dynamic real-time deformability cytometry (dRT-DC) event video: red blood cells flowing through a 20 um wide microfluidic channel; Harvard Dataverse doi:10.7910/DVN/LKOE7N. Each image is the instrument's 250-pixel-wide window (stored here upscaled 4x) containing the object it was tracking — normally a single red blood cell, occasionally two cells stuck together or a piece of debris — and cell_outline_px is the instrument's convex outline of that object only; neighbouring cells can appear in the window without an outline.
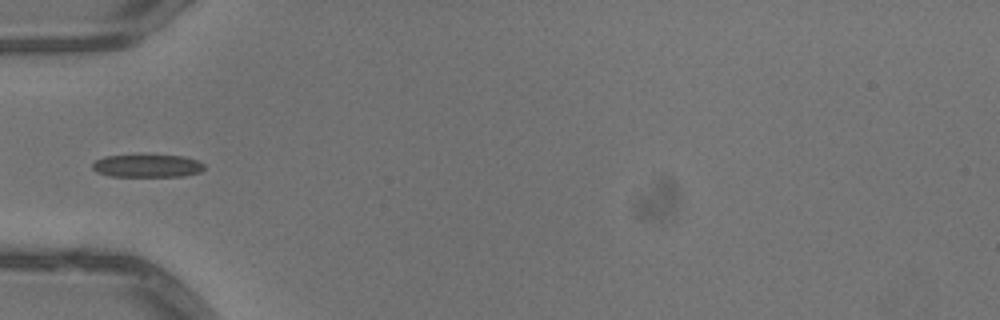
{"species": "common noctule bat (a hibernating species)", "species_latin": "Nyctalus noctula", "temperature_condition": "warm", "stored_images_in_passage": 5, "segment_of_instrument_passage": [2, 2], "camera_frame_rate_fps": 3000, "um_per_image_px": 0.085, "animal": {"sex": "male", "body_mass_g": 13.3}, "frame": {"image": 1, "passage_image": 4, "time_ms": 1.0, "image_size_px": [1000, 320], "cell_outline_px": [[204, 168], [200, 172], [184, 176], [108, 176], [96, 172], [92, 168], [92, 164], [96, 160], [104, 156], [136, 152], [184, 156], [196, 160], [204, 164]], "centroid_in_image_um": [12.47, 14.04], "position_along_channel_um": 72.5, "area_um2": 15.78}}
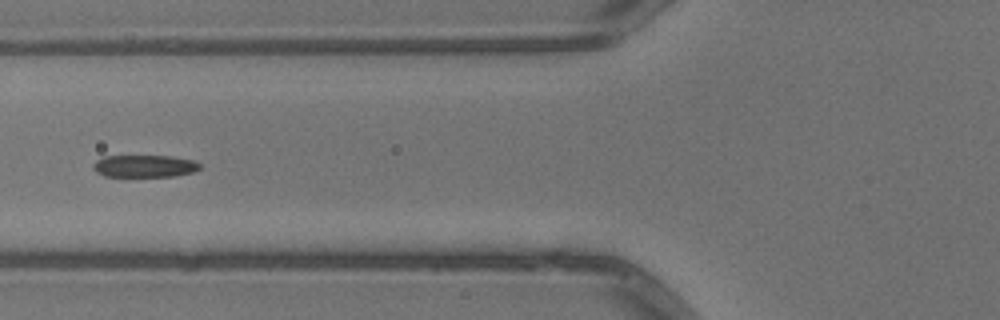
{"frame": {"image": 2, "passage_image": 5, "time_ms": 1.333, "image_size_px": [1000, 320], "cell_outline_px": [[200, 168], [192, 172], [172, 176], [104, 176], [96, 172], [92, 168], [92, 164], [96, 160], [104, 156], [172, 156], [196, 160], [200, 164]], "centroid_in_image_um": [12.27, 14.11], "position_along_channel_um": 113.5, "area_um2": 13.87}}